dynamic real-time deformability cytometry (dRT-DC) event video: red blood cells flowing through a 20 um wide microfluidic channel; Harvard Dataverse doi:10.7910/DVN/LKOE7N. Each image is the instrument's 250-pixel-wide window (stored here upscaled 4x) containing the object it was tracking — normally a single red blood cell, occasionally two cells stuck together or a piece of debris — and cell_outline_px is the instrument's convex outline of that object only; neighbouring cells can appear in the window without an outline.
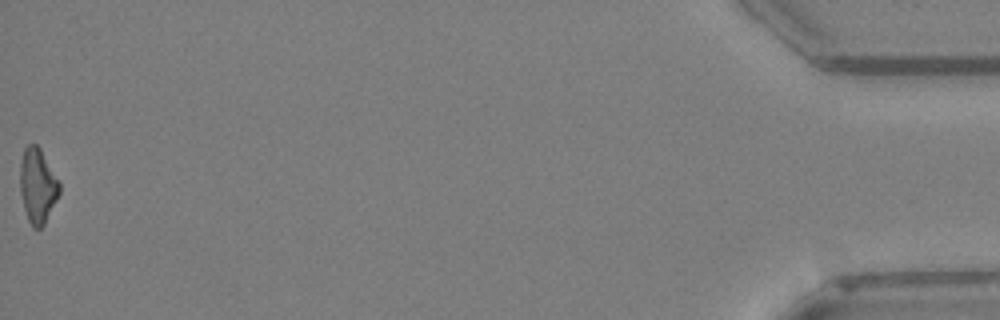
{"species": "Egyptian fruit bat (a non-hibernating species)", "species_latin": "Rousettus aegyptiacus", "temperature_condition": "warm", "stored_images_in_passage": 31, "camera_frame_rate_fps": 3000, "um_per_image_px": 0.085, "animal": {"sex": "female"}, "frame": {"image": 1, "passage_image": 31, "time_ms": 10.0, "image_size_px": [1000, 320], "cell_outline_px": [[60, 192], [44, 224], [40, 228], [32, 228], [28, 220], [24, 208], [20, 192], [20, 164], [24, 148], [28, 144], [36, 144], [40, 148], [60, 180]], "centroid_in_image_um": [3.2, 15.77], "position_along_channel_um": 432.0, "area_um2": 17.22}}